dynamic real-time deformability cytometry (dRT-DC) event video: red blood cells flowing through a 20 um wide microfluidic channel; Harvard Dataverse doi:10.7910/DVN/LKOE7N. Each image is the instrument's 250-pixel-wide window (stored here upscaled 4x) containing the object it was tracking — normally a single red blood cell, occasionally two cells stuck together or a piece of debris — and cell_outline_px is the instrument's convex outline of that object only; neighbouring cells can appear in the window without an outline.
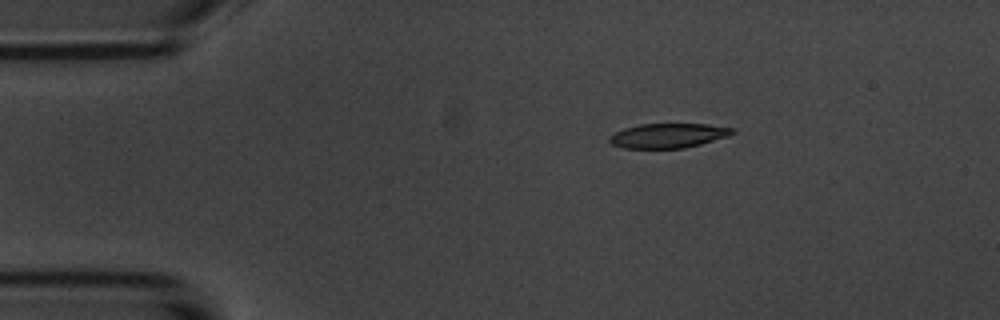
{"species": "common noctule bat (a hibernating species)", "species_latin": "Nyctalus noctula", "temperature_condition": "room temperature", "stored_images_in_passage": 5, "camera_frame_rate_fps": 3000, "um_per_image_px": 0.085, "animal": {"sex": "male", "body_mass_g": 20.1, "forearm_length_mm": 53.5}, "frame": {"image": 1, "passage_image": 2, "time_ms": 2.0, "image_size_px": [1000, 320], "cell_outline_px": [[736, 132], [728, 136], [700, 144], [684, 148], [624, 148], [612, 144], [608, 140], [616, 132], [624, 128], [640, 124], [708, 124], [736, 128]], "centroid_in_image_um": [56.84, 11.52], "position_along_channel_um": 28.2, "area_um2": 17.51}}
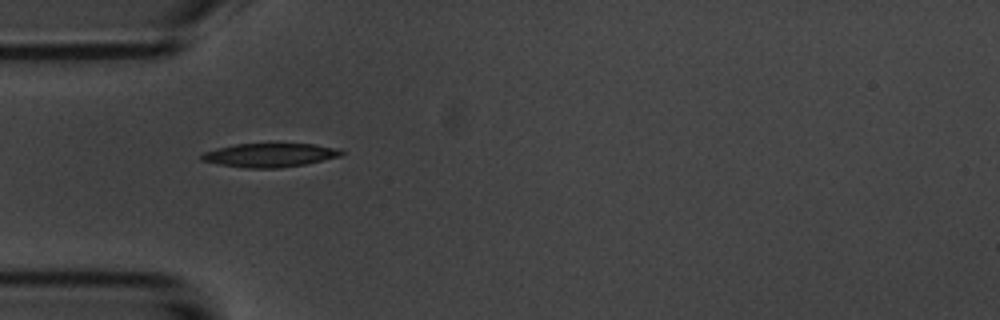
{"frame": {"image": 2, "passage_image": 4, "time_ms": 4.333, "image_size_px": [1000, 320], "cell_outline_px": [[344, 152], [340, 156], [304, 164], [280, 168], [244, 168], [220, 164], [200, 160], [200, 156], [204, 152], [236, 144], [316, 144], [336, 148]], "centroid_in_image_um": [22.92, 13.19], "position_along_channel_um": 62.1, "area_um2": 19.07}}